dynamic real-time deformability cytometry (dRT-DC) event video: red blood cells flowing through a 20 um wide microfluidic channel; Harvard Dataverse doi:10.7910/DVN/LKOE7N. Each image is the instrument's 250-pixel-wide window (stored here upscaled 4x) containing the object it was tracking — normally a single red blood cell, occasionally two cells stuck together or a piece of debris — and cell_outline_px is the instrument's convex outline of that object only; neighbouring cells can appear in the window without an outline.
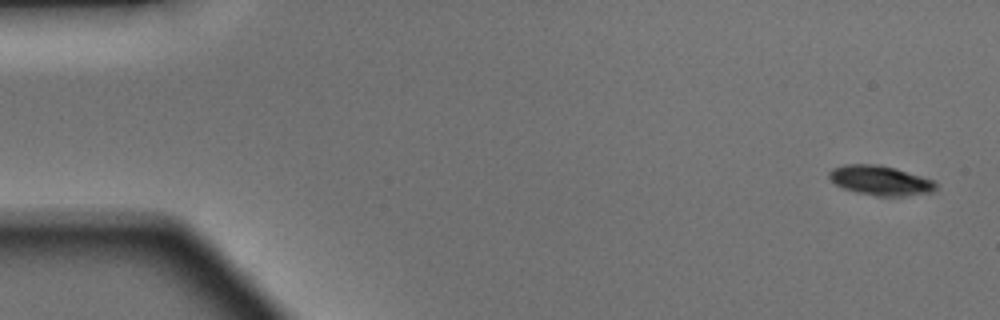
{"species": "Egyptian fruit bat (a non-hibernating species)", "species_latin": "Rousettus aegyptiacus", "temperature_condition": "warm", "stored_images_in_passage": 48, "camera_frame_rate_fps": 3000, "um_per_image_px": 0.085, "animal": {"sex": "male"}, "frame": {"image": 1, "passage_image": 1, "time_ms": 0.0, "image_size_px": [1000, 320], "cell_outline_px": [[936, 188], [932, 192], [900, 196], [876, 196], [856, 192], [844, 188], [836, 184], [828, 176], [828, 172], [832, 168], [844, 164], [880, 164], [896, 168], [932, 180], [936, 184]], "centroid_in_image_um": [74.79, 15.32], "position_along_channel_um": 10.2, "area_um2": 18.32}}
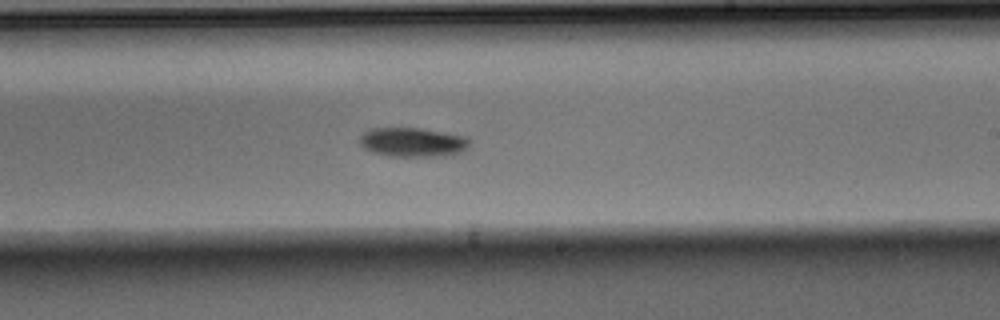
{"frame": {"image": 2, "passage_image": 28, "time_ms": 9.0, "image_size_px": [1000, 320], "cell_outline_px": [[468, 148], [452, 156], [388, 156], [372, 152], [364, 148], [360, 144], [360, 136], [364, 132], [372, 128], [420, 128], [468, 136]], "centroid_in_image_um": [35.1, 12.09], "position_along_channel_um": 253.9, "area_um2": 18.84}}
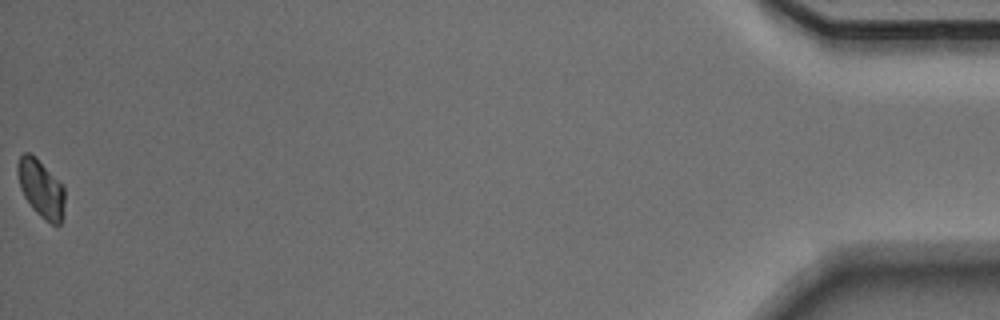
{"frame": {"image": 3, "passage_image": 48, "time_ms": 15.667, "image_size_px": [1000, 320], "cell_outline_px": [[64, 216], [60, 224], [52, 224], [40, 216], [32, 208], [24, 196], [20, 188], [16, 172], [16, 164], [20, 156], [24, 152], [28, 152], [36, 156], [64, 184]], "centroid_in_image_um": [3.49, 15.99], "position_along_channel_um": 431.7, "area_um2": 16.3}, "authors_computed_cell_mechanics": {"area_um2": 18.4093, "velocity_mm_per_s": 4.1474, "shape_relaxation_time_tau1_ms": 1.6843, "shape_relaxation_time_tau2_ms": null, "deformation_change_tau1": 0.0886, "deformation_change_tau2": null}}